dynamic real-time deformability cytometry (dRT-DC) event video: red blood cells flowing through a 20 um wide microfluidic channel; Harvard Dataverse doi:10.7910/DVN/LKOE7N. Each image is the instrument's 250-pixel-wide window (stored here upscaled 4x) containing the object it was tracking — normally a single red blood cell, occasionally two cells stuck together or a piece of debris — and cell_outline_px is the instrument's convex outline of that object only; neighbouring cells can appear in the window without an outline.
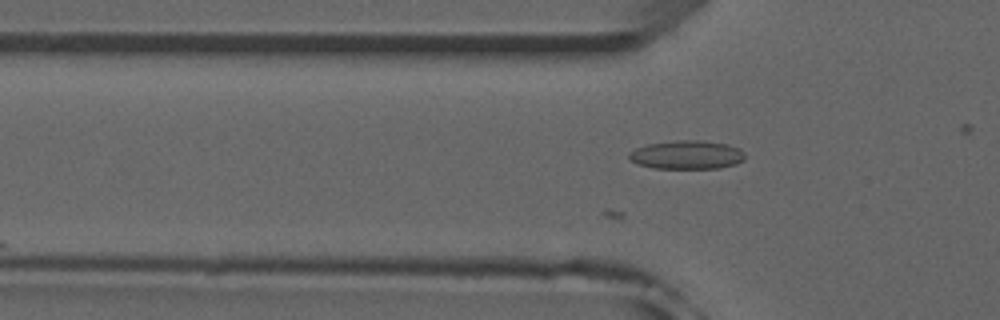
{"species": "common noctule bat (a hibernating species)", "species_latin": "Nyctalus noctula", "temperature_condition": "room temperature", "stored_images_in_passage": 13, "camera_frame_rate_fps": 3000, "um_per_image_px": 0.085, "animal": {"sex": "male", "forearm_length_mm": 52.5}, "frame": {"image": 1, "passage_image": 7, "time_ms": 2.0, "image_size_px": [1000, 320], "cell_outline_px": [[744, 160], [736, 164], [720, 168], [652, 168], [640, 164], [632, 160], [628, 156], [628, 152], [636, 148], [648, 144], [676, 140], [704, 140], [728, 144], [740, 148], [744, 152]], "centroid_in_image_um": [58.42, 13.15], "position_along_channel_um": 67.4, "area_um2": 19.42}}